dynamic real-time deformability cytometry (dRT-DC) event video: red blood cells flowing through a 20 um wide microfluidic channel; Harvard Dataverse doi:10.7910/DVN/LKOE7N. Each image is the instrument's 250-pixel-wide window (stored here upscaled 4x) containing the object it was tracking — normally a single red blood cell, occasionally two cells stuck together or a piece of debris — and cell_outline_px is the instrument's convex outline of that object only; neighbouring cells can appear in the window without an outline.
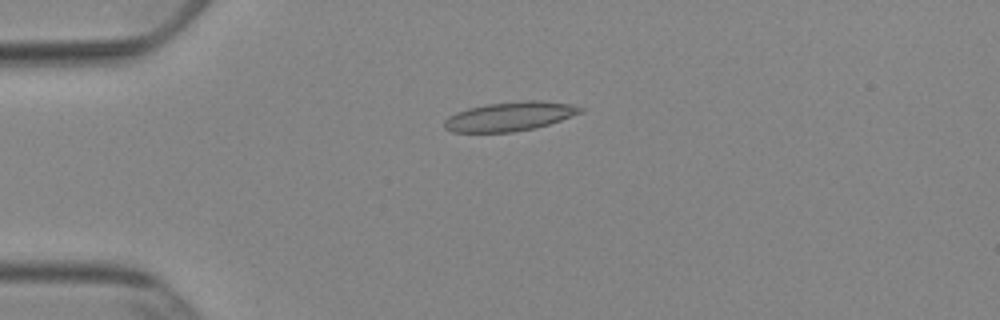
{"species": "Egyptian fruit bat (a non-hibernating species)", "species_latin": "Rousettus aegyptiacus", "temperature_condition": "cold", "stored_images_in_passage": 42, "camera_frame_rate_fps": 3000, "um_per_image_px": 0.085, "animal": {"sex": "female"}, "frame": {"image": 1, "passage_image": 3, "time_ms": 0.667, "image_size_px": [1000, 320], "cell_outline_px": [[584, 112], [536, 128], [512, 132], [452, 132], [444, 128], [444, 120], [448, 116], [456, 112], [468, 108], [488, 104], [520, 100], [540, 100], [572, 104], [584, 108]], "centroid_in_image_um": [43.34, 9.89], "position_along_channel_um": 41.7, "area_um2": 23.24}}
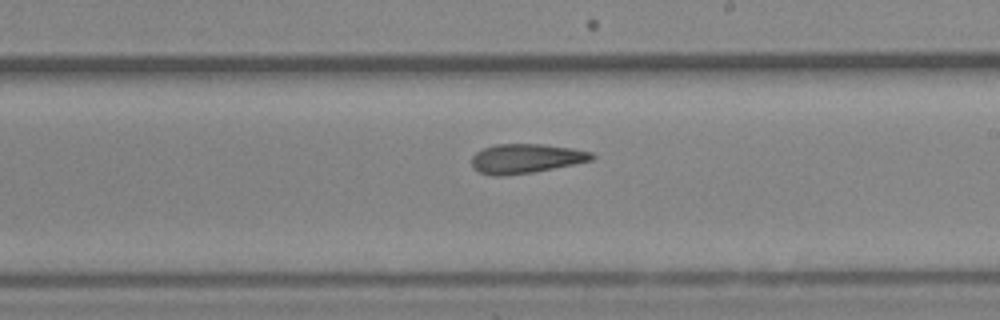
{"frame": {"image": 2, "passage_image": 21, "time_ms": 6.667, "image_size_px": [1000, 320], "cell_outline_px": [[596, 156], [592, 160], [532, 172], [504, 176], [492, 176], [480, 172], [472, 168], [472, 156], [476, 152], [484, 148], [496, 144], [540, 144], [572, 148], [592, 152]], "centroid_in_image_um": [44.67, 13.47], "position_along_channel_um": 244.3, "area_um2": 20.46}}
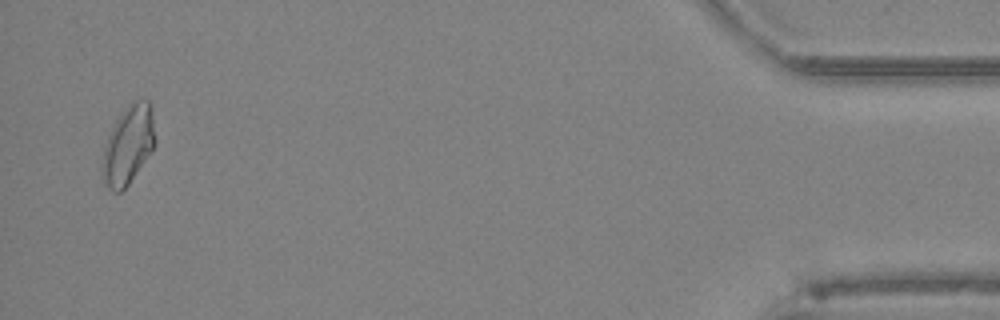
{"frame": {"image": 3, "passage_image": 41, "time_ms": 13.333, "image_size_px": [1000, 320], "cell_outline_px": [[156, 144], [128, 184], [120, 192], [112, 192], [108, 188], [104, 180], [100, 168], [104, 148], [108, 136], [116, 120], [132, 100], [148, 100], [152, 104]], "centroid_in_image_um": [10.91, 12.3], "position_along_channel_um": 424.3, "area_um2": 24.1}, "authors_computed_cell_mechanics": {"area_um2": 21.1548, "velocity_mm_per_s": 3.876, "shape_relaxation_time_tau1_ms": null, "shape_relaxation_time_tau2_ms": 5.9987, "deformation_change_tau1": null, "deformation_change_tau2": 0.1708}}